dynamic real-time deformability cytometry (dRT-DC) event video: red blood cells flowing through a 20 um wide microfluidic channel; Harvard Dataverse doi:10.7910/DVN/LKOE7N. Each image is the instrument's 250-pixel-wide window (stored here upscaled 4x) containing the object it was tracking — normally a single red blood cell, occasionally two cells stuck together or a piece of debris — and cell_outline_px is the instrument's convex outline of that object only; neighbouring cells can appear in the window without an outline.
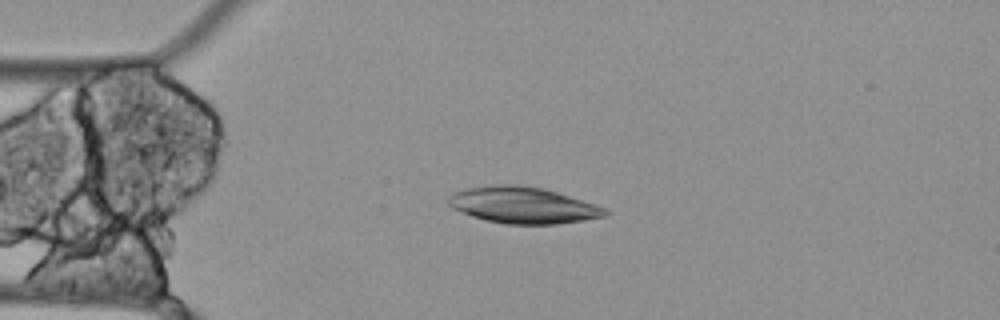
{"species": "Egyptian fruit bat (a non-hibernating species)", "species_latin": "Rousettus aegyptiacus", "temperature_condition": "cold", "stored_images_in_passage": 12, "camera_frame_rate_fps": 3000, "um_per_image_px": 0.085, "animal": {"sex": "female"}, "frame": {"image": 1, "passage_image": 3, "time_ms": 0.667, "image_size_px": [1000, 320], "cell_outline_px": [[612, 212], [608, 216], [584, 220], [556, 224], [504, 224], [472, 216], [452, 208], [444, 200], [452, 192], [468, 188], [496, 184], [516, 184], [540, 188], [556, 192], [596, 204], [608, 208]], "centroid_in_image_um": [44.46, 17.44], "position_along_channel_um": 40.5, "area_um2": 33.47}}
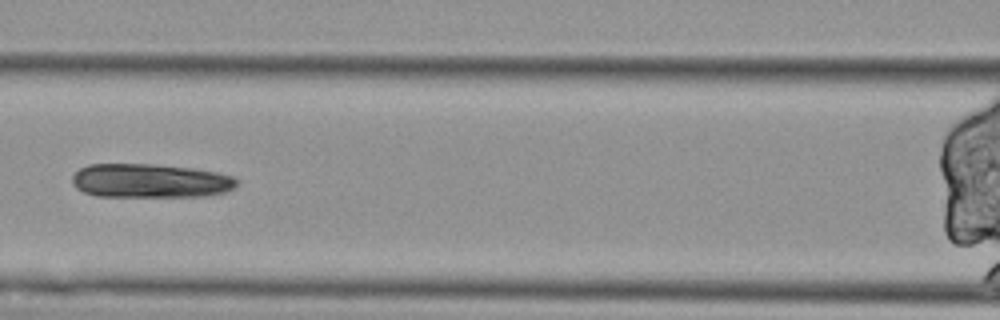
{"frame": {"image": 2, "passage_image": 6, "time_ms": 1.667, "image_size_px": [1000, 320], "cell_outline_px": [[236, 184], [232, 188], [224, 192], [204, 196], [96, 196], [84, 192], [76, 188], [72, 184], [72, 176], [80, 168], [88, 164], [152, 164], [192, 168], [216, 172], [232, 176], [236, 180]], "centroid_in_image_um": [12.71, 15.36], "position_along_channel_um": 153.9, "area_um2": 32.43}}
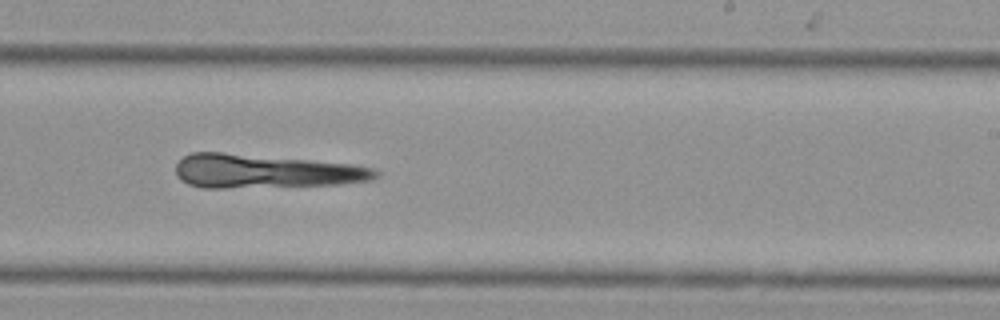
{"frame": {"image": 3, "passage_image": 9, "time_ms": 2.667, "image_size_px": [1000, 320], "cell_outline_px": [[380, 172], [372, 180], [340, 184], [224, 188], [200, 188], [188, 184], [180, 180], [176, 176], [176, 164], [184, 156], [192, 152], [224, 152], [352, 164], [372, 168]], "centroid_in_image_um": [22.48, 14.56], "position_along_channel_um": 266.5, "area_um2": 39.3}}